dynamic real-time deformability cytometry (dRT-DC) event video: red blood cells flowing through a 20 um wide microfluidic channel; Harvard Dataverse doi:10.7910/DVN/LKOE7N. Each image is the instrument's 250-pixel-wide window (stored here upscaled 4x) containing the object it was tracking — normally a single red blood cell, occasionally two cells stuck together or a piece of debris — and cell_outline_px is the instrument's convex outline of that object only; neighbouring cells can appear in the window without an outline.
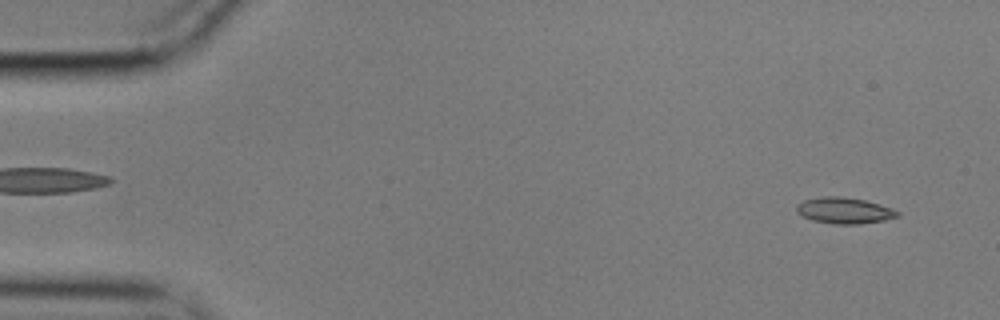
{"species": "common noctule bat (a hibernating species)", "species_latin": "Nyctalus noctula", "temperature_condition": "cold", "stored_images_in_passage": 55, "camera_frame_rate_fps": 3000, "um_per_image_px": 0.085, "animal": {"sex": "male", "body_mass_g": 17.9}, "frame": {"image": 1, "passage_image": 3, "time_ms": 0.667, "image_size_px": [1000, 320], "cell_outline_px": [[900, 216], [884, 220], [860, 224], [832, 224], [812, 220], [796, 212], [796, 204], [804, 200], [824, 196], [844, 196], [864, 200], [880, 204], [892, 208], [900, 212]], "centroid_in_image_um": [71.78, 17.89], "position_along_channel_um": 13.2, "area_um2": 15.49}}
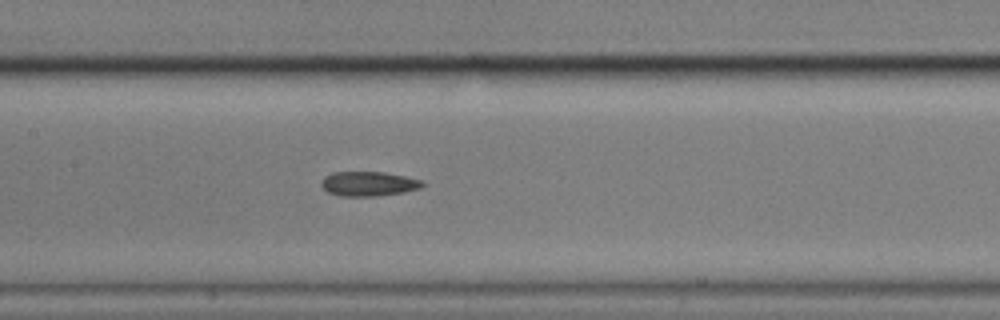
{"frame": {"image": 2, "passage_image": 26, "time_ms": 8.333, "image_size_px": [1000, 320], "cell_outline_px": [[424, 184], [420, 188], [404, 192], [376, 196], [340, 196], [328, 192], [320, 184], [320, 180], [324, 176], [332, 172], [384, 172], [404, 176], [420, 180]], "centroid_in_image_um": [31.27, 15.62], "position_along_channel_um": 176.1, "area_um2": 14.45}}
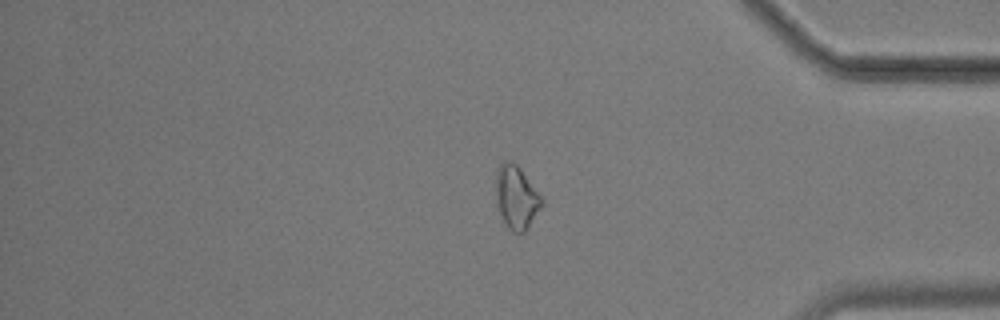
{"frame": {"image": 3, "passage_image": 46, "time_ms": 15.0, "image_size_px": [1000, 320], "cell_outline_px": [[544, 204], [528, 228], [524, 232], [512, 232], [508, 228], [500, 216], [496, 200], [496, 168], [504, 160], [512, 160], [520, 168], [544, 200]], "centroid_in_image_um": [43.88, 16.76], "position_along_channel_um": 391.3, "area_um2": 17.11}, "authors_computed_cell_mechanics": {"area_um2": 14.8546, "velocity_mm_per_s": 3.5569, "shape_relaxation_time_tau1_ms": null, "shape_relaxation_time_tau2_ms": 6.4516, "deformation_change_tau1": null, "deformation_change_tau2": 0.1608}}